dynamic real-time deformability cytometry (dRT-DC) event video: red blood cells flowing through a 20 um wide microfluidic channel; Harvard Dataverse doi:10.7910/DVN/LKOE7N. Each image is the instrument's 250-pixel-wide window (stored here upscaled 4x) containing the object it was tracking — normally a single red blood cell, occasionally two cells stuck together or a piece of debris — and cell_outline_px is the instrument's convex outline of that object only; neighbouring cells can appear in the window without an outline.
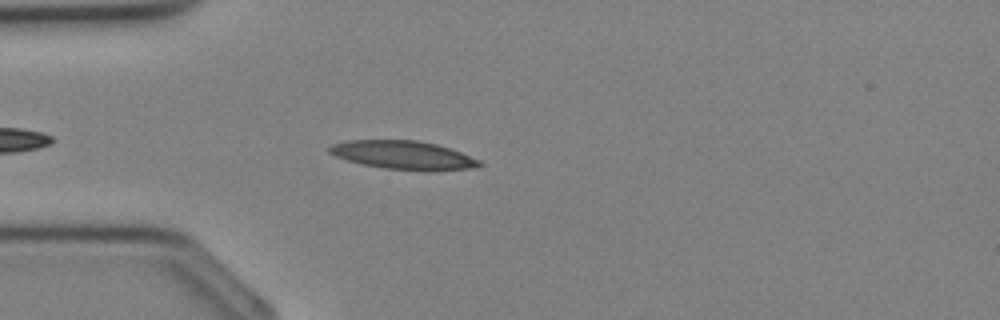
{"species": "Egyptian fruit bat (a non-hibernating species)", "species_latin": "Rousettus aegyptiacus", "temperature_condition": "cold", "stored_images_in_passage": 28, "camera_frame_rate_fps": 3000, "um_per_image_px": 0.085, "animal": {"sex": "female"}, "frame": {"image": 1, "passage_image": 4, "time_ms": 1.0, "image_size_px": [1000, 320], "cell_outline_px": [[484, 164], [472, 168], [384, 168], [364, 164], [348, 160], [336, 156], [328, 152], [328, 148], [332, 144], [348, 140], [416, 140], [436, 144], [460, 152], [480, 160]], "centroid_in_image_um": [34.19, 13.13], "position_along_channel_um": 50.8, "area_um2": 23.7}}
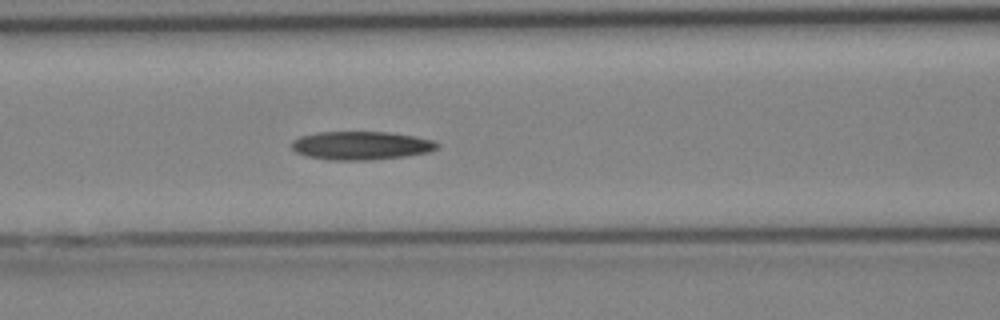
{"frame": {"image": 2, "passage_image": 9, "time_ms": 2.667, "image_size_px": [1000, 320], "cell_outline_px": [[440, 144], [436, 148], [428, 152], [404, 156], [368, 160], [328, 160], [304, 156], [296, 152], [292, 148], [292, 140], [300, 136], [316, 132], [392, 132], [416, 136], [432, 140]], "centroid_in_image_um": [30.66, 12.36], "position_along_channel_um": 135.9, "area_um2": 24.22}}
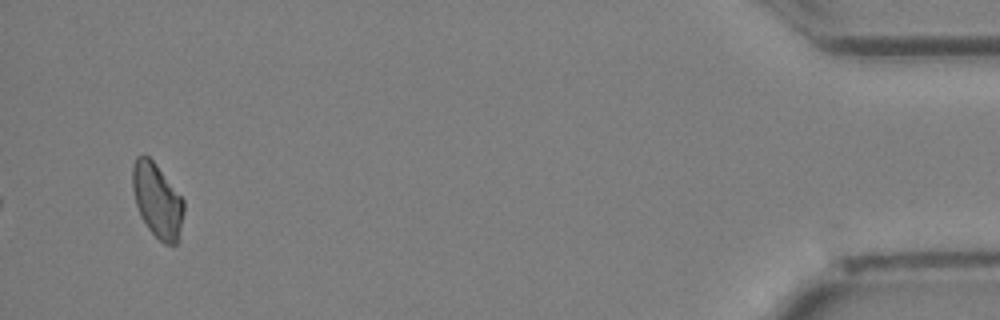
{"frame": {"image": 3, "passage_image": 28, "time_ms": 9.0, "image_size_px": [1000, 320], "cell_outline_px": [[184, 212], [176, 244], [164, 244], [148, 228], [140, 216], [136, 204], [132, 188], [132, 164], [136, 156], [148, 156], [156, 164], [184, 200]], "centroid_in_image_um": [13.35, 17.02], "position_along_channel_um": 421.9, "area_um2": 21.96}}